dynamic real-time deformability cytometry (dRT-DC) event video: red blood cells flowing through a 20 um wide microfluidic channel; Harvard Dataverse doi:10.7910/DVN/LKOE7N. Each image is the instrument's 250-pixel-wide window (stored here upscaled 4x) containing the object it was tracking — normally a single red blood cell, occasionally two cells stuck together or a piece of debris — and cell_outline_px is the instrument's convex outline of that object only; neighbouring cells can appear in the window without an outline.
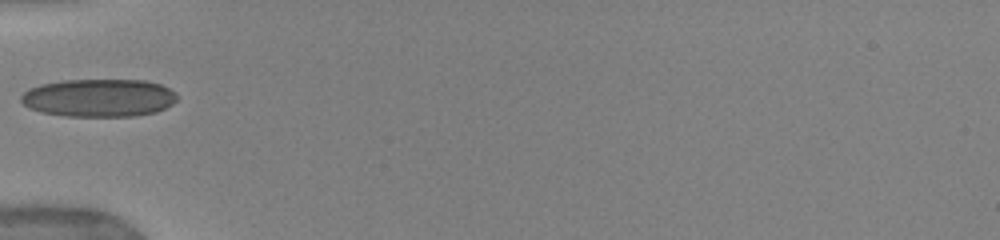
{"species": "human", "species_latin": "Homo sapiens", "temperature_condition": "warm", "stored_images_in_passage": 31, "camera_frame_rate_fps": 3000, "um_per_image_px": 0.085, "donor": {"sex": "female"}, "frame": {"image": 1, "passage_image": 1, "time_ms": 0.0, "image_size_px": [1000, 240], "cell_outline_px": [[176, 100], [172, 104], [156, 112], [136, 116], [68, 116], [44, 112], [28, 108], [20, 100], [20, 96], [28, 88], [40, 84], [64, 80], [144, 80], [160, 84], [176, 92]], "centroid_in_image_um": [8.4, 8.31], "position_along_channel_um": 76.6, "area_um2": 34.51}}
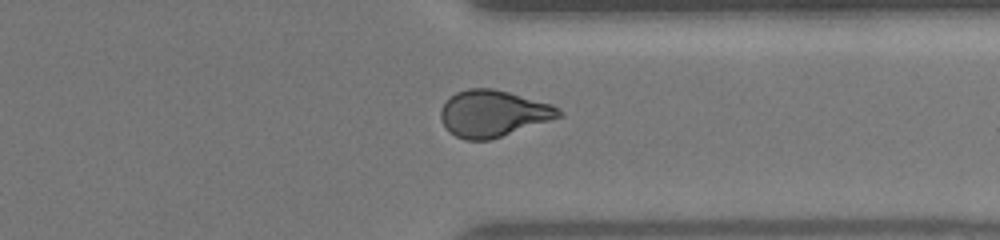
{"frame": {"image": 2, "passage_image": 17, "time_ms": 7.333, "image_size_px": [1000, 240], "cell_outline_px": [[564, 116], [488, 140], [464, 140], [456, 136], [444, 124], [440, 116], [440, 112], [444, 104], [456, 92], [468, 88], [492, 88], [508, 92], [552, 104], [564, 112]], "centroid_in_image_um": [41.95, 9.64], "position_along_channel_um": 369.5, "area_um2": 31.67}}
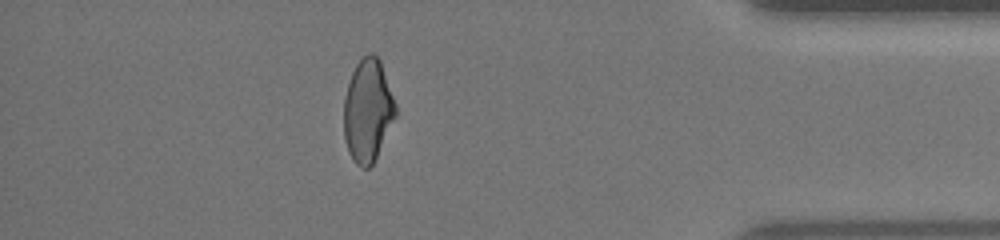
{"frame": {"image": 3, "passage_image": 24, "time_ms": 9.0, "image_size_px": [1000, 240], "cell_outline_px": [[396, 116], [372, 164], [368, 168], [364, 168], [356, 164], [352, 160], [348, 152], [344, 136], [344, 100], [348, 84], [352, 72], [356, 64], [368, 52], [372, 52], [380, 60], [396, 104]], "centroid_in_image_um": [31.25, 9.39], "position_along_channel_um": 403.9, "area_um2": 30.75}, "authors_computed_cell_mechanics": {"area_um2": 31.6744, "velocity_mm_per_s": 3.9856, "shape_relaxation_time_tau1_ms": 8.9974, "shape_relaxation_time_tau2_ms": 1.1941, "deformation_change_tau1": 0.2182, "deformation_change_tau2": 0.0659}}